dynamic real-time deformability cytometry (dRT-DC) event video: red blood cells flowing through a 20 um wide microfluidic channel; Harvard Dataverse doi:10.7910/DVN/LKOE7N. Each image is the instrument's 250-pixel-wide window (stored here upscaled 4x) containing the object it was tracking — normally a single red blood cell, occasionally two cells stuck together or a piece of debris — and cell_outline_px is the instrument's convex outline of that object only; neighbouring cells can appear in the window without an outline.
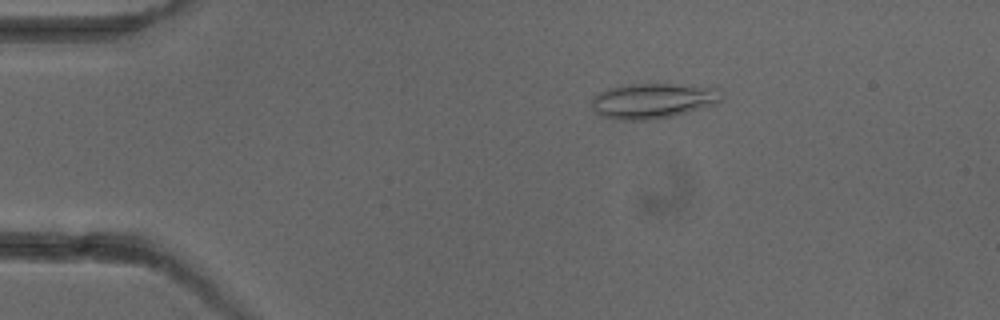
{"species": "common noctule bat (a hibernating species)", "species_latin": "Nyctalus noctula", "temperature_condition": "cold", "stored_images_in_passage": 7, "camera_frame_rate_fps": 3000, "um_per_image_px": 0.085, "animal": {"sex": "female"}, "frame": {"image": 1, "passage_image": 3, "time_ms": 2.333, "image_size_px": [1000, 320], "cell_outline_px": [[724, 96], [716, 104], [672, 116], [652, 120], [620, 120], [600, 116], [592, 108], [592, 96], [608, 88], [620, 84], [672, 84], [720, 88], [724, 92]], "centroid_in_image_um": [55.49, 8.56], "position_along_channel_um": 29.5, "area_um2": 26.99}}
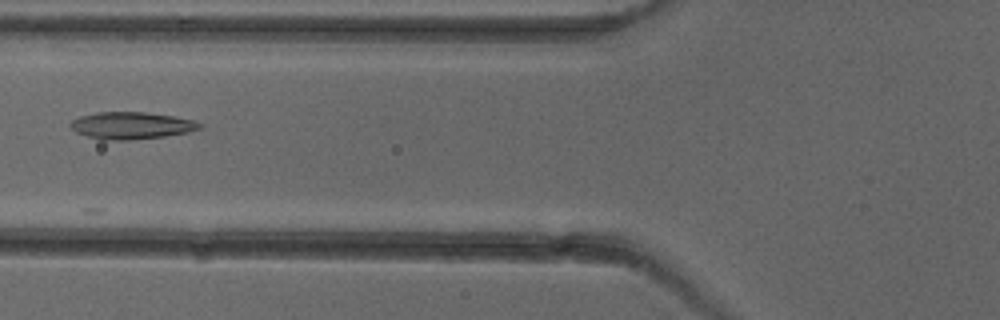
{"frame": {"image": 2, "passage_image": 6, "time_ms": 6.0, "image_size_px": [1000, 320], "cell_outline_px": [[204, 128], [188, 132], [164, 136], [128, 140], [104, 140], [88, 136], [76, 132], [68, 124], [72, 120], [80, 116], [96, 112], [144, 112], [172, 116], [196, 120], [204, 124]], "centroid_in_image_um": [11.2, 10.66], "position_along_channel_um": 114.6, "area_um2": 20.46}}